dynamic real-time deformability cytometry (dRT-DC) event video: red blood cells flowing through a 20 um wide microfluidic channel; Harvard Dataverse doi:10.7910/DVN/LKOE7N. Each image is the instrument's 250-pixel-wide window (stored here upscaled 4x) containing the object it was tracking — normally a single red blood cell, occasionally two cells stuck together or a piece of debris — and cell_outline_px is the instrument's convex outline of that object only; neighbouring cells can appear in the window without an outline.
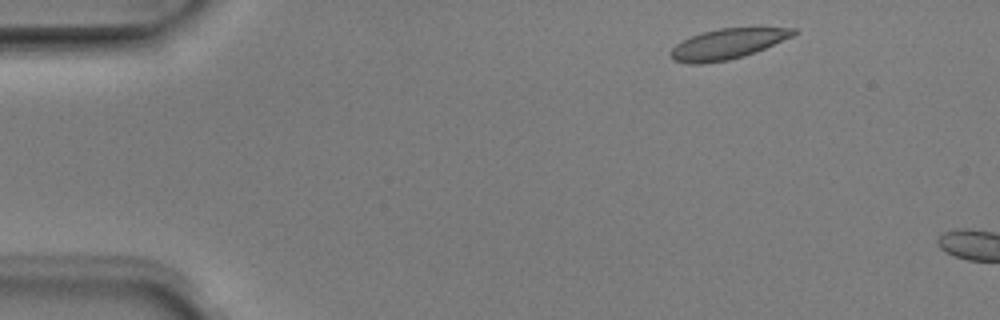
{"species": "Egyptian fruit bat (a non-hibernating species)", "species_latin": "Rousettus aegyptiacus", "temperature_condition": "room temperature", "stored_images_in_passage": 2, "camera_frame_rate_fps": 3000, "um_per_image_px": 0.085, "animal": {"sex": "male"}, "frame": {"image": 1, "passage_image": 1, "time_ms": 0.0, "image_size_px": [1000, 320], "cell_outline_px": [[800, 32], [792, 36], [764, 48], [744, 56], [728, 60], [700, 64], [688, 64], [672, 60], [668, 56], [668, 52], [676, 44], [700, 32], [720, 28], [796, 28]], "centroid_in_image_um": [61.77, 3.74], "position_along_channel_um": 23.2, "area_um2": 21.68}}